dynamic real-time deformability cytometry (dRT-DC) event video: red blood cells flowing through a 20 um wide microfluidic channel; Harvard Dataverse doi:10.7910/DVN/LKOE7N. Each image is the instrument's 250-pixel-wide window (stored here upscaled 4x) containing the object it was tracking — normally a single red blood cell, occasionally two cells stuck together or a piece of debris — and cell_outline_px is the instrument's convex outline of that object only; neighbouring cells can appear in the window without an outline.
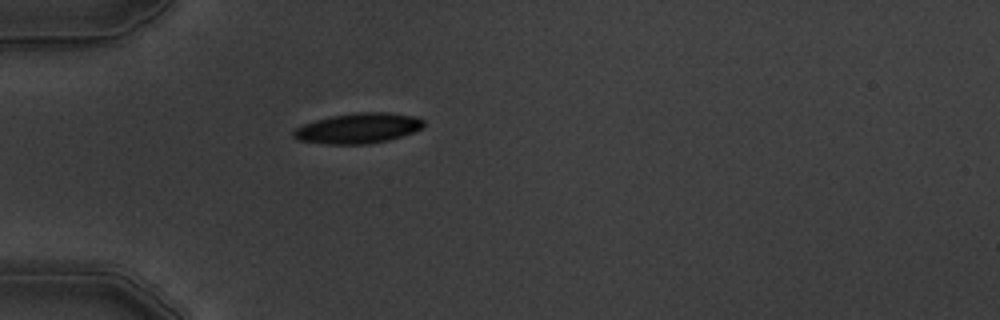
{"species": "common noctule bat (a hibernating species)", "species_latin": "Nyctalus noctula", "temperature_condition": "warm", "stored_images_in_passage": 1, "camera_frame_rate_fps": 3000, "um_per_image_px": 0.085, "animal": {"sex": "male", "body_mass_g": 19.5, "forearm_length_mm": 54.6}, "frame": {"image": 1, "passage_image": 1, "time_ms": 0.0, "image_size_px": [1000, 320], "cell_outline_px": [[424, 128], [388, 140], [368, 144], [324, 144], [296, 140], [292, 136], [292, 132], [296, 128], [304, 124], [316, 120], [332, 116], [356, 112], [388, 112], [416, 116], [424, 120]], "centroid_in_image_um": [30.44, 10.9], "position_along_channel_um": 54.6, "area_um2": 23.06}}